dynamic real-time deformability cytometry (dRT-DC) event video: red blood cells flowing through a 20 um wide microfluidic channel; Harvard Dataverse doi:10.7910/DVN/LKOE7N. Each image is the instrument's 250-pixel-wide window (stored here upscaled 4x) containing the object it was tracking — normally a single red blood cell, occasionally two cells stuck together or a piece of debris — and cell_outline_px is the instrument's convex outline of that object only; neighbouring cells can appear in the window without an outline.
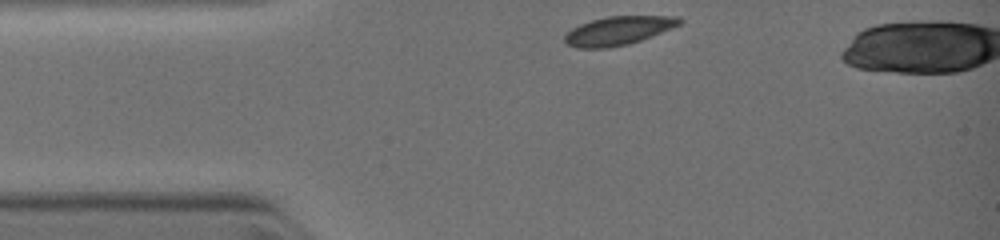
{"species": "common noctule bat (a hibernating species)", "species_latin": "Nyctalus noctula", "temperature_condition": "warm", "stored_images_in_passage": 19, "camera_frame_rate_fps": 3000, "um_per_image_px": 0.085, "animal": {"sex": "female", "body_mass_g": 19.0, "forearm_length_mm": 51.5}, "frame": {"image": 1, "passage_image": 1, "time_ms": 0.0, "image_size_px": [1000, 240], "cell_outline_px": [[684, 20], [680, 24], [672, 28], [640, 40], [628, 44], [608, 48], [576, 48], [568, 44], [564, 40], [564, 36], [572, 28], [580, 24], [592, 20], [608, 16], [680, 16]], "centroid_in_image_um": [52.57, 2.6], "position_along_channel_um": 32.4, "area_um2": 19.07}}
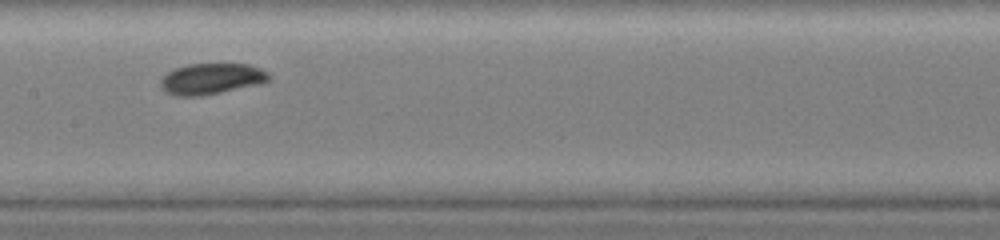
{"frame": {"image": 2, "passage_image": 12, "time_ms": 3.667, "image_size_px": [1000, 240], "cell_outline_px": [[268, 80], [260, 84], [204, 96], [176, 96], [164, 92], [160, 88], [160, 80], [168, 72], [176, 68], [188, 64], [248, 64], [260, 68], [268, 76]], "centroid_in_image_um": [17.91, 6.72], "position_along_channel_um": 189.5, "area_um2": 19.54}}
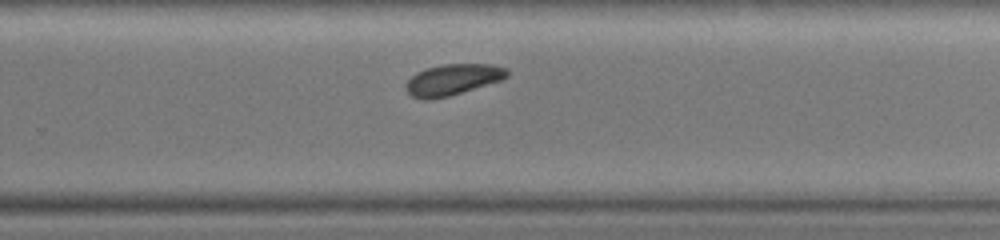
{"frame": {"image": 3, "passage_image": 19, "time_ms": 5.667, "image_size_px": [1000, 240], "cell_outline_px": [[508, 76], [504, 80], [448, 96], [428, 100], [424, 100], [412, 96], [404, 88], [404, 84], [416, 72], [428, 68], [444, 64], [492, 64], [508, 68]], "centroid_in_image_um": [38.5, 6.77], "position_along_channel_um": 291.3, "area_um2": 18.44}}